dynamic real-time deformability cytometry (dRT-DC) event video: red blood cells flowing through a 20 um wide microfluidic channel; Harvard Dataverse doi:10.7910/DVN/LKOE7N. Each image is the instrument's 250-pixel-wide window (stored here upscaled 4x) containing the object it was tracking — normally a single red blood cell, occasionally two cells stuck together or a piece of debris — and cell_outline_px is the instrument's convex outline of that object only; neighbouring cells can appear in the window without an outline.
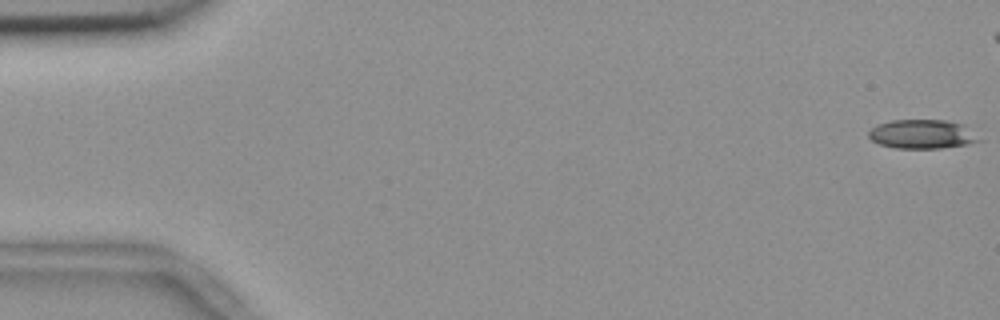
{"species": "common noctule bat (a hibernating species)", "species_latin": "Nyctalus noctula", "temperature_condition": "room temperature", "stored_images_in_passage": 49, "camera_frame_rate_fps": 3000, "um_per_image_px": 0.085, "animal": {"sex": "female", "body_mass_g": 18.4}, "frame": {"image": 1, "passage_image": 1, "time_ms": 0.0, "image_size_px": [1000, 320], "cell_outline_px": [[984, 140], [964, 144], [940, 148], [896, 148], [880, 144], [872, 140], [868, 136], [868, 132], [876, 124], [892, 120], [944, 120], [964, 124]], "centroid_in_image_um": [78.39, 11.39], "position_along_channel_um": 6.6, "area_um2": 18.67}}
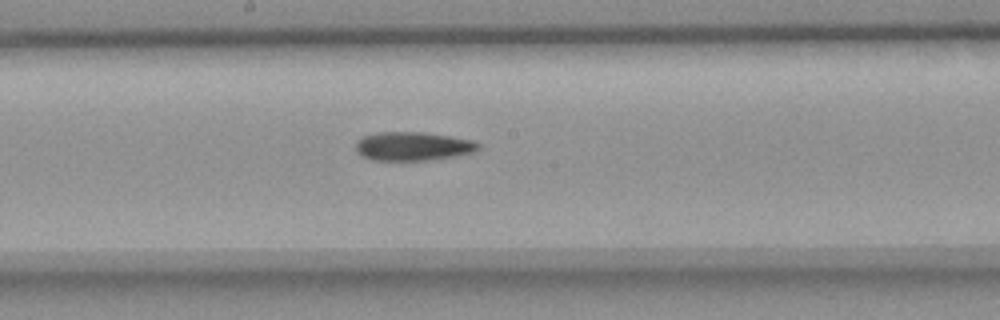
{"frame": {"image": 2, "passage_image": 30, "time_ms": 9.667, "image_size_px": [1000, 320], "cell_outline_px": [[480, 148], [472, 152], [456, 156], [428, 160], [372, 160], [364, 156], [356, 148], [356, 140], [364, 136], [380, 132], [424, 132], [472, 140], [480, 144]], "centroid_in_image_um": [35.11, 12.43], "position_along_channel_um": 213.1, "area_um2": 20.29}}
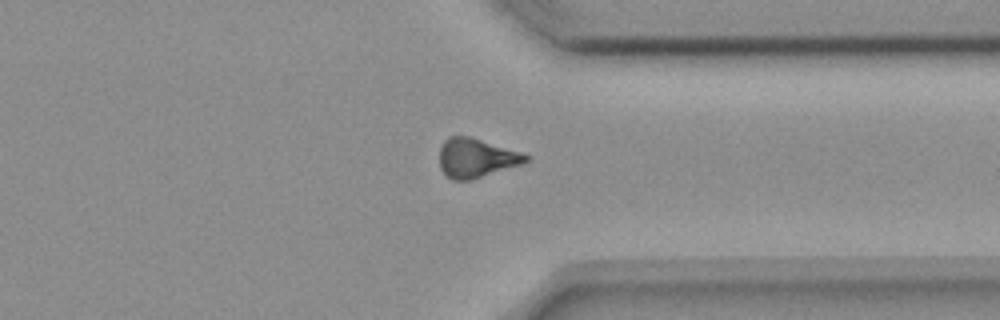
{"frame": {"image": 3, "passage_image": 43, "time_ms": 14.0, "image_size_px": [1000, 320], "cell_outline_px": [[532, 160], [524, 164], [468, 180], [452, 180], [444, 176], [440, 168], [440, 148], [444, 140], [448, 136], [468, 136], [520, 152], [532, 156]], "centroid_in_image_um": [40.48, 13.44], "position_along_channel_um": 370.9, "area_um2": 19.77}}